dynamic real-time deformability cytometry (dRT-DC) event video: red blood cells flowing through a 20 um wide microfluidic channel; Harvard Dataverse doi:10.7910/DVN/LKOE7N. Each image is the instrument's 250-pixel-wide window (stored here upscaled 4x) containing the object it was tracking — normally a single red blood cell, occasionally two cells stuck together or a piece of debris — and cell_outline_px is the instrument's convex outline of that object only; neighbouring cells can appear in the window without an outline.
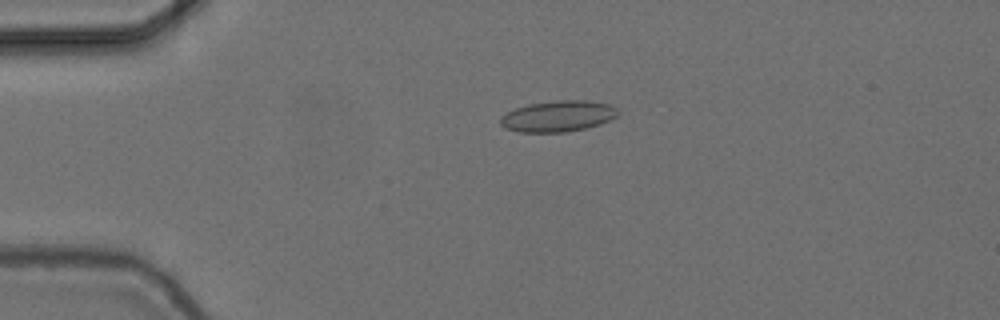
{"species": "common noctule bat (a hibernating species)", "species_latin": "Nyctalus noctula", "temperature_condition": "cold", "stored_images_in_passage": 55, "camera_frame_rate_fps": 3000, "um_per_image_px": 0.085, "animal": {"sex": "female", "body_mass_g": 24.6, "forearm_length_mm": 56.2}, "frame": {"image": 1, "passage_image": 13, "time_ms": 4.0, "image_size_px": [1000, 320], "cell_outline_px": [[616, 116], [600, 124], [584, 128], [564, 132], [520, 132], [504, 128], [500, 124], [500, 116], [516, 108], [528, 104], [556, 100], [584, 100], [608, 104], [616, 108]], "centroid_in_image_um": [47.37, 9.87], "position_along_channel_um": 37.6, "area_um2": 21.04}}
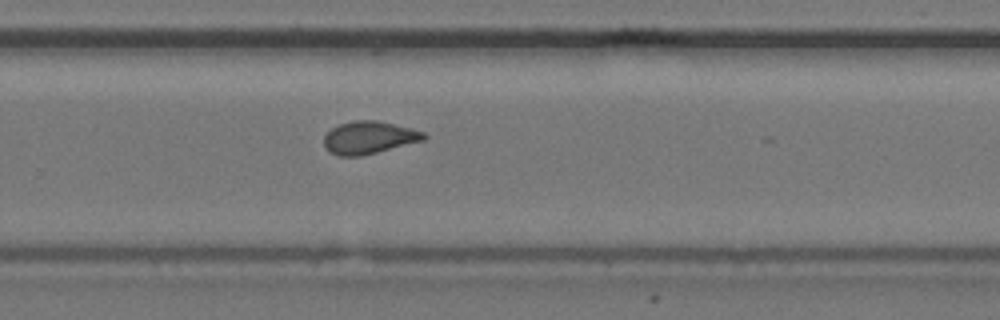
{"frame": {"image": 2, "passage_image": 37, "time_ms": 12.0, "image_size_px": [1000, 320], "cell_outline_px": [[428, 136], [424, 140], [360, 156], [336, 156], [328, 152], [324, 148], [324, 136], [332, 128], [340, 124], [356, 120], [376, 120], [424, 132]], "centroid_in_image_um": [31.31, 11.71], "position_along_channel_um": 298.5, "area_um2": 18.79}}
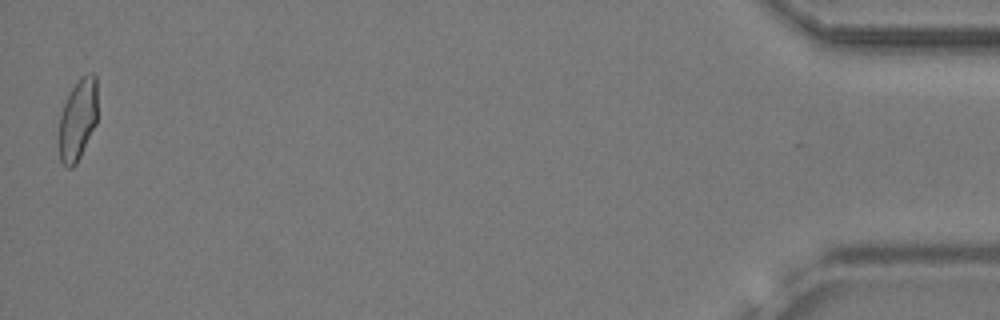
{"frame": {"image": 3, "passage_image": 55, "time_ms": 18.0, "image_size_px": [1000, 320], "cell_outline_px": [[96, 124], [76, 164], [72, 168], [68, 168], [60, 160], [56, 140], [60, 116], [68, 92], [88, 72], [92, 72], [96, 76]], "centroid_in_image_um": [6.56, 10.22], "position_along_channel_um": 428.6, "area_um2": 18.5}, "authors_computed_cell_mechanics": {"area_um2": 19.1318, "velocity_mm_per_s": 3.7211, "shape_relaxation_time_tau1_ms": null, "shape_relaxation_time_tau2_ms": 1.8003, "deformation_change_tau1": null, "deformation_change_tau2": 0.0813}}